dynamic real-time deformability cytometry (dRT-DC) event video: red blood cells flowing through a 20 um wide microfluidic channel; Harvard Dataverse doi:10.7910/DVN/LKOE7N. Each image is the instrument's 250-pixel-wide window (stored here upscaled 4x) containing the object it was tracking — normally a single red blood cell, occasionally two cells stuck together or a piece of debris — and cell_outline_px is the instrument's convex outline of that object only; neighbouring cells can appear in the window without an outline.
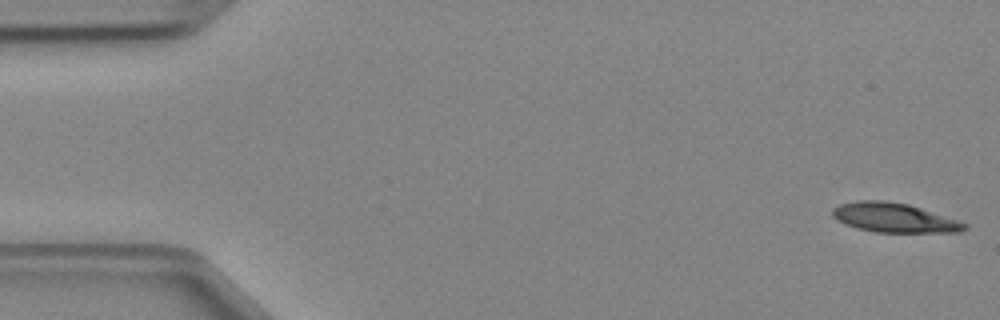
{"species": "Egyptian fruit bat (a non-hibernating species)", "species_latin": "Rousettus aegyptiacus", "temperature_condition": "cold", "stored_images_in_passage": 4, "camera_frame_rate_fps": 3000, "um_per_image_px": 0.085, "animal": {"sex": "female"}, "frame": {"image": 1, "passage_image": 1, "time_ms": 0.0, "image_size_px": [1000, 320], "cell_outline_px": [[968, 228], [960, 232], [876, 232], [856, 228], [844, 224], [836, 220], [832, 216], [832, 208], [840, 204], [856, 200], [884, 200], [908, 204], [968, 224]], "centroid_in_image_um": [75.94, 18.5], "position_along_channel_um": 9.1, "area_um2": 22.54}}
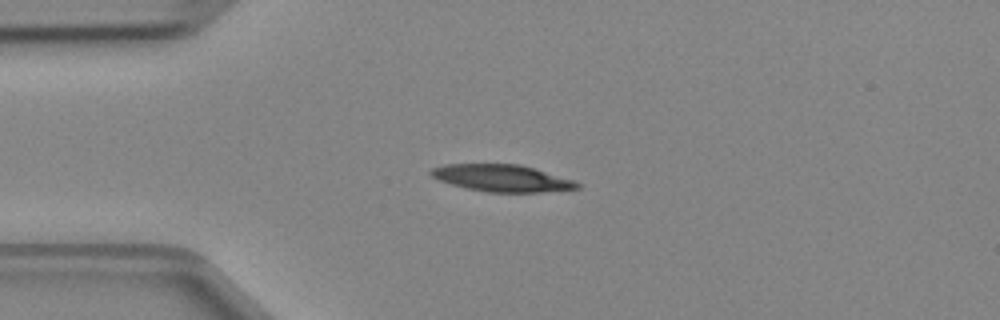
{"frame": {"image": 2, "passage_image": 4, "time_ms": 1.0, "image_size_px": [1000, 320], "cell_outline_px": [[580, 188], [540, 192], [488, 192], [468, 188], [452, 184], [440, 180], [432, 176], [428, 172], [432, 168], [444, 164], [520, 164], [572, 180], [580, 184]], "centroid_in_image_um": [42.63, 15.13], "position_along_channel_um": 42.4, "area_um2": 22.6}}